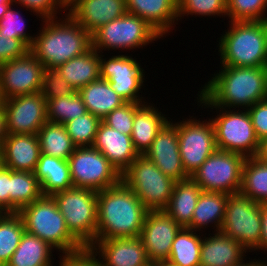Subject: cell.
<instances>
[{
  "label": "cell",
  "mask_w": 267,
  "mask_h": 266,
  "mask_svg": "<svg viewBox=\"0 0 267 266\" xmlns=\"http://www.w3.org/2000/svg\"><path fill=\"white\" fill-rule=\"evenodd\" d=\"M14 3L15 6L18 3L22 8L25 7L27 11L30 10L41 19L58 18L57 13H60L62 8L67 12L65 0H14Z\"/></svg>",
  "instance_id": "obj_44"
},
{
  "label": "cell",
  "mask_w": 267,
  "mask_h": 266,
  "mask_svg": "<svg viewBox=\"0 0 267 266\" xmlns=\"http://www.w3.org/2000/svg\"><path fill=\"white\" fill-rule=\"evenodd\" d=\"M29 48L21 39L10 38L0 32V64L25 56Z\"/></svg>",
  "instance_id": "obj_45"
},
{
  "label": "cell",
  "mask_w": 267,
  "mask_h": 266,
  "mask_svg": "<svg viewBox=\"0 0 267 266\" xmlns=\"http://www.w3.org/2000/svg\"><path fill=\"white\" fill-rule=\"evenodd\" d=\"M42 195L34 173L10 170L9 212H18Z\"/></svg>",
  "instance_id": "obj_32"
},
{
  "label": "cell",
  "mask_w": 267,
  "mask_h": 266,
  "mask_svg": "<svg viewBox=\"0 0 267 266\" xmlns=\"http://www.w3.org/2000/svg\"><path fill=\"white\" fill-rule=\"evenodd\" d=\"M212 235L203 237L200 266H240L245 262V253L249 251L241 244L220 231Z\"/></svg>",
  "instance_id": "obj_23"
},
{
  "label": "cell",
  "mask_w": 267,
  "mask_h": 266,
  "mask_svg": "<svg viewBox=\"0 0 267 266\" xmlns=\"http://www.w3.org/2000/svg\"><path fill=\"white\" fill-rule=\"evenodd\" d=\"M126 8L127 13L141 17L162 37L178 21V0H126Z\"/></svg>",
  "instance_id": "obj_24"
},
{
  "label": "cell",
  "mask_w": 267,
  "mask_h": 266,
  "mask_svg": "<svg viewBox=\"0 0 267 266\" xmlns=\"http://www.w3.org/2000/svg\"><path fill=\"white\" fill-rule=\"evenodd\" d=\"M10 195V169L2 166L0 168V210L9 212Z\"/></svg>",
  "instance_id": "obj_48"
},
{
  "label": "cell",
  "mask_w": 267,
  "mask_h": 266,
  "mask_svg": "<svg viewBox=\"0 0 267 266\" xmlns=\"http://www.w3.org/2000/svg\"><path fill=\"white\" fill-rule=\"evenodd\" d=\"M68 163L73 187L99 192L121 182V174L93 147H76Z\"/></svg>",
  "instance_id": "obj_12"
},
{
  "label": "cell",
  "mask_w": 267,
  "mask_h": 266,
  "mask_svg": "<svg viewBox=\"0 0 267 266\" xmlns=\"http://www.w3.org/2000/svg\"><path fill=\"white\" fill-rule=\"evenodd\" d=\"M3 166V161H2V152L0 150V168Z\"/></svg>",
  "instance_id": "obj_56"
},
{
  "label": "cell",
  "mask_w": 267,
  "mask_h": 266,
  "mask_svg": "<svg viewBox=\"0 0 267 266\" xmlns=\"http://www.w3.org/2000/svg\"><path fill=\"white\" fill-rule=\"evenodd\" d=\"M101 266H149L145 248L139 237L94 241L88 248ZM101 256V257H100Z\"/></svg>",
  "instance_id": "obj_19"
},
{
  "label": "cell",
  "mask_w": 267,
  "mask_h": 266,
  "mask_svg": "<svg viewBox=\"0 0 267 266\" xmlns=\"http://www.w3.org/2000/svg\"><path fill=\"white\" fill-rule=\"evenodd\" d=\"M182 228L164 211H148L139 238L151 264L168 260L172 243Z\"/></svg>",
  "instance_id": "obj_17"
},
{
  "label": "cell",
  "mask_w": 267,
  "mask_h": 266,
  "mask_svg": "<svg viewBox=\"0 0 267 266\" xmlns=\"http://www.w3.org/2000/svg\"><path fill=\"white\" fill-rule=\"evenodd\" d=\"M148 211H163L170 201L175 181L167 177L145 155H139L121 174Z\"/></svg>",
  "instance_id": "obj_8"
},
{
  "label": "cell",
  "mask_w": 267,
  "mask_h": 266,
  "mask_svg": "<svg viewBox=\"0 0 267 266\" xmlns=\"http://www.w3.org/2000/svg\"><path fill=\"white\" fill-rule=\"evenodd\" d=\"M193 229L182 227L172 243L170 256L168 258L179 266H200V251L202 236ZM201 235V236H200Z\"/></svg>",
  "instance_id": "obj_35"
},
{
  "label": "cell",
  "mask_w": 267,
  "mask_h": 266,
  "mask_svg": "<svg viewBox=\"0 0 267 266\" xmlns=\"http://www.w3.org/2000/svg\"><path fill=\"white\" fill-rule=\"evenodd\" d=\"M228 22L231 26L218 38L221 66H267V20Z\"/></svg>",
  "instance_id": "obj_4"
},
{
  "label": "cell",
  "mask_w": 267,
  "mask_h": 266,
  "mask_svg": "<svg viewBox=\"0 0 267 266\" xmlns=\"http://www.w3.org/2000/svg\"><path fill=\"white\" fill-rule=\"evenodd\" d=\"M17 213L22 218L26 232L49 243L61 254H75L86 249L69 232L65 219L51 195H42Z\"/></svg>",
  "instance_id": "obj_5"
},
{
  "label": "cell",
  "mask_w": 267,
  "mask_h": 266,
  "mask_svg": "<svg viewBox=\"0 0 267 266\" xmlns=\"http://www.w3.org/2000/svg\"><path fill=\"white\" fill-rule=\"evenodd\" d=\"M197 95L199 106L218 110L217 116L210 118L214 125L217 149L238 153L245 158L256 157L260 140L256 136L247 109H221L214 107L199 91Z\"/></svg>",
  "instance_id": "obj_6"
},
{
  "label": "cell",
  "mask_w": 267,
  "mask_h": 266,
  "mask_svg": "<svg viewBox=\"0 0 267 266\" xmlns=\"http://www.w3.org/2000/svg\"><path fill=\"white\" fill-rule=\"evenodd\" d=\"M240 193L254 202L267 203V164L256 157L246 158Z\"/></svg>",
  "instance_id": "obj_34"
},
{
  "label": "cell",
  "mask_w": 267,
  "mask_h": 266,
  "mask_svg": "<svg viewBox=\"0 0 267 266\" xmlns=\"http://www.w3.org/2000/svg\"><path fill=\"white\" fill-rule=\"evenodd\" d=\"M256 136L259 140L267 136V99L247 108Z\"/></svg>",
  "instance_id": "obj_46"
},
{
  "label": "cell",
  "mask_w": 267,
  "mask_h": 266,
  "mask_svg": "<svg viewBox=\"0 0 267 266\" xmlns=\"http://www.w3.org/2000/svg\"><path fill=\"white\" fill-rule=\"evenodd\" d=\"M7 130H6V117H5V110L3 106L0 108V150L3 146L4 140L7 137Z\"/></svg>",
  "instance_id": "obj_50"
},
{
  "label": "cell",
  "mask_w": 267,
  "mask_h": 266,
  "mask_svg": "<svg viewBox=\"0 0 267 266\" xmlns=\"http://www.w3.org/2000/svg\"><path fill=\"white\" fill-rule=\"evenodd\" d=\"M167 177L175 182L190 177L184 170L178 141L177 122L172 119L156 135L151 147L144 153Z\"/></svg>",
  "instance_id": "obj_18"
},
{
  "label": "cell",
  "mask_w": 267,
  "mask_h": 266,
  "mask_svg": "<svg viewBox=\"0 0 267 266\" xmlns=\"http://www.w3.org/2000/svg\"><path fill=\"white\" fill-rule=\"evenodd\" d=\"M3 101H4V99H3L1 92H0V108L3 106Z\"/></svg>",
  "instance_id": "obj_55"
},
{
  "label": "cell",
  "mask_w": 267,
  "mask_h": 266,
  "mask_svg": "<svg viewBox=\"0 0 267 266\" xmlns=\"http://www.w3.org/2000/svg\"><path fill=\"white\" fill-rule=\"evenodd\" d=\"M191 118L177 122L181 161L189 176L217 150L214 125L210 118L202 122L200 118Z\"/></svg>",
  "instance_id": "obj_13"
},
{
  "label": "cell",
  "mask_w": 267,
  "mask_h": 266,
  "mask_svg": "<svg viewBox=\"0 0 267 266\" xmlns=\"http://www.w3.org/2000/svg\"><path fill=\"white\" fill-rule=\"evenodd\" d=\"M201 192V187L191 177L180 180L175 183L170 201L163 211L182 227H187Z\"/></svg>",
  "instance_id": "obj_27"
},
{
  "label": "cell",
  "mask_w": 267,
  "mask_h": 266,
  "mask_svg": "<svg viewBox=\"0 0 267 266\" xmlns=\"http://www.w3.org/2000/svg\"><path fill=\"white\" fill-rule=\"evenodd\" d=\"M257 250L267 251V203L262 204V236L261 244Z\"/></svg>",
  "instance_id": "obj_49"
},
{
  "label": "cell",
  "mask_w": 267,
  "mask_h": 266,
  "mask_svg": "<svg viewBox=\"0 0 267 266\" xmlns=\"http://www.w3.org/2000/svg\"><path fill=\"white\" fill-rule=\"evenodd\" d=\"M100 54V78L107 80L126 102L147 103L142 95H139L145 80L144 69L140 63L124 54L112 55L108 60Z\"/></svg>",
  "instance_id": "obj_14"
},
{
  "label": "cell",
  "mask_w": 267,
  "mask_h": 266,
  "mask_svg": "<svg viewBox=\"0 0 267 266\" xmlns=\"http://www.w3.org/2000/svg\"><path fill=\"white\" fill-rule=\"evenodd\" d=\"M21 16L20 11H16L10 5L0 20V32L10 36V38L21 39L30 47L35 36H30V33H26V24L23 16Z\"/></svg>",
  "instance_id": "obj_42"
},
{
  "label": "cell",
  "mask_w": 267,
  "mask_h": 266,
  "mask_svg": "<svg viewBox=\"0 0 267 266\" xmlns=\"http://www.w3.org/2000/svg\"><path fill=\"white\" fill-rule=\"evenodd\" d=\"M47 121L64 124L88 111L78 92L72 96L58 97L46 101Z\"/></svg>",
  "instance_id": "obj_37"
},
{
  "label": "cell",
  "mask_w": 267,
  "mask_h": 266,
  "mask_svg": "<svg viewBox=\"0 0 267 266\" xmlns=\"http://www.w3.org/2000/svg\"><path fill=\"white\" fill-rule=\"evenodd\" d=\"M262 266H267V261L266 260L265 261L262 260Z\"/></svg>",
  "instance_id": "obj_57"
},
{
  "label": "cell",
  "mask_w": 267,
  "mask_h": 266,
  "mask_svg": "<svg viewBox=\"0 0 267 266\" xmlns=\"http://www.w3.org/2000/svg\"><path fill=\"white\" fill-rule=\"evenodd\" d=\"M267 0H227L229 21H266Z\"/></svg>",
  "instance_id": "obj_39"
},
{
  "label": "cell",
  "mask_w": 267,
  "mask_h": 266,
  "mask_svg": "<svg viewBox=\"0 0 267 266\" xmlns=\"http://www.w3.org/2000/svg\"><path fill=\"white\" fill-rule=\"evenodd\" d=\"M72 0H65V2L67 3V5L71 2Z\"/></svg>",
  "instance_id": "obj_58"
},
{
  "label": "cell",
  "mask_w": 267,
  "mask_h": 266,
  "mask_svg": "<svg viewBox=\"0 0 267 266\" xmlns=\"http://www.w3.org/2000/svg\"><path fill=\"white\" fill-rule=\"evenodd\" d=\"M220 232L236 240L247 251H255L261 244L262 204L240 192L228 195Z\"/></svg>",
  "instance_id": "obj_10"
},
{
  "label": "cell",
  "mask_w": 267,
  "mask_h": 266,
  "mask_svg": "<svg viewBox=\"0 0 267 266\" xmlns=\"http://www.w3.org/2000/svg\"><path fill=\"white\" fill-rule=\"evenodd\" d=\"M44 65L30 52L0 64V92L3 99L41 91Z\"/></svg>",
  "instance_id": "obj_15"
},
{
  "label": "cell",
  "mask_w": 267,
  "mask_h": 266,
  "mask_svg": "<svg viewBox=\"0 0 267 266\" xmlns=\"http://www.w3.org/2000/svg\"><path fill=\"white\" fill-rule=\"evenodd\" d=\"M162 36L141 17L126 13L101 26L92 35V47L102 50H133L154 43Z\"/></svg>",
  "instance_id": "obj_9"
},
{
  "label": "cell",
  "mask_w": 267,
  "mask_h": 266,
  "mask_svg": "<svg viewBox=\"0 0 267 266\" xmlns=\"http://www.w3.org/2000/svg\"><path fill=\"white\" fill-rule=\"evenodd\" d=\"M52 250L49 243L25 231L6 266H54Z\"/></svg>",
  "instance_id": "obj_31"
},
{
  "label": "cell",
  "mask_w": 267,
  "mask_h": 266,
  "mask_svg": "<svg viewBox=\"0 0 267 266\" xmlns=\"http://www.w3.org/2000/svg\"><path fill=\"white\" fill-rule=\"evenodd\" d=\"M220 67L199 91L214 107L247 109L267 99V66Z\"/></svg>",
  "instance_id": "obj_1"
},
{
  "label": "cell",
  "mask_w": 267,
  "mask_h": 266,
  "mask_svg": "<svg viewBox=\"0 0 267 266\" xmlns=\"http://www.w3.org/2000/svg\"><path fill=\"white\" fill-rule=\"evenodd\" d=\"M10 5L14 6V0H0V20Z\"/></svg>",
  "instance_id": "obj_52"
},
{
  "label": "cell",
  "mask_w": 267,
  "mask_h": 266,
  "mask_svg": "<svg viewBox=\"0 0 267 266\" xmlns=\"http://www.w3.org/2000/svg\"><path fill=\"white\" fill-rule=\"evenodd\" d=\"M143 104L144 103L126 102L121 107L111 111L102 121L118 132L131 136L135 112Z\"/></svg>",
  "instance_id": "obj_41"
},
{
  "label": "cell",
  "mask_w": 267,
  "mask_h": 266,
  "mask_svg": "<svg viewBox=\"0 0 267 266\" xmlns=\"http://www.w3.org/2000/svg\"><path fill=\"white\" fill-rule=\"evenodd\" d=\"M101 121L99 117L87 112L63 125L76 147H92Z\"/></svg>",
  "instance_id": "obj_38"
},
{
  "label": "cell",
  "mask_w": 267,
  "mask_h": 266,
  "mask_svg": "<svg viewBox=\"0 0 267 266\" xmlns=\"http://www.w3.org/2000/svg\"><path fill=\"white\" fill-rule=\"evenodd\" d=\"M7 134H36L47 122L46 99L41 92L5 99Z\"/></svg>",
  "instance_id": "obj_16"
},
{
  "label": "cell",
  "mask_w": 267,
  "mask_h": 266,
  "mask_svg": "<svg viewBox=\"0 0 267 266\" xmlns=\"http://www.w3.org/2000/svg\"><path fill=\"white\" fill-rule=\"evenodd\" d=\"M56 69L78 91L100 78V54L91 47L84 54L70 59Z\"/></svg>",
  "instance_id": "obj_28"
},
{
  "label": "cell",
  "mask_w": 267,
  "mask_h": 266,
  "mask_svg": "<svg viewBox=\"0 0 267 266\" xmlns=\"http://www.w3.org/2000/svg\"><path fill=\"white\" fill-rule=\"evenodd\" d=\"M157 266H179L177 264L172 263L169 260H165V261H160L158 263H156Z\"/></svg>",
  "instance_id": "obj_54"
},
{
  "label": "cell",
  "mask_w": 267,
  "mask_h": 266,
  "mask_svg": "<svg viewBox=\"0 0 267 266\" xmlns=\"http://www.w3.org/2000/svg\"><path fill=\"white\" fill-rule=\"evenodd\" d=\"M148 210L122 181L97 192L95 241L139 237Z\"/></svg>",
  "instance_id": "obj_2"
},
{
  "label": "cell",
  "mask_w": 267,
  "mask_h": 266,
  "mask_svg": "<svg viewBox=\"0 0 267 266\" xmlns=\"http://www.w3.org/2000/svg\"><path fill=\"white\" fill-rule=\"evenodd\" d=\"M60 257L59 266H101L99 260L88 248L75 254H64Z\"/></svg>",
  "instance_id": "obj_47"
},
{
  "label": "cell",
  "mask_w": 267,
  "mask_h": 266,
  "mask_svg": "<svg viewBox=\"0 0 267 266\" xmlns=\"http://www.w3.org/2000/svg\"><path fill=\"white\" fill-rule=\"evenodd\" d=\"M150 104V105H149ZM144 103L136 112L131 133L132 144L139 155L151 147L156 135L169 121L157 106Z\"/></svg>",
  "instance_id": "obj_25"
},
{
  "label": "cell",
  "mask_w": 267,
  "mask_h": 266,
  "mask_svg": "<svg viewBox=\"0 0 267 266\" xmlns=\"http://www.w3.org/2000/svg\"><path fill=\"white\" fill-rule=\"evenodd\" d=\"M63 215L69 232L89 248L97 232V192L86 188L72 187L51 195Z\"/></svg>",
  "instance_id": "obj_7"
},
{
  "label": "cell",
  "mask_w": 267,
  "mask_h": 266,
  "mask_svg": "<svg viewBox=\"0 0 267 266\" xmlns=\"http://www.w3.org/2000/svg\"><path fill=\"white\" fill-rule=\"evenodd\" d=\"M65 15V18L62 17L64 20L42 19L40 33L36 34L29 48V52L44 65L45 69L57 68L92 47L91 35L68 13Z\"/></svg>",
  "instance_id": "obj_3"
},
{
  "label": "cell",
  "mask_w": 267,
  "mask_h": 266,
  "mask_svg": "<svg viewBox=\"0 0 267 266\" xmlns=\"http://www.w3.org/2000/svg\"><path fill=\"white\" fill-rule=\"evenodd\" d=\"M25 232L21 216L17 212L0 214V264L6 266L17 249Z\"/></svg>",
  "instance_id": "obj_36"
},
{
  "label": "cell",
  "mask_w": 267,
  "mask_h": 266,
  "mask_svg": "<svg viewBox=\"0 0 267 266\" xmlns=\"http://www.w3.org/2000/svg\"><path fill=\"white\" fill-rule=\"evenodd\" d=\"M256 158L267 164V136L260 140V146Z\"/></svg>",
  "instance_id": "obj_51"
},
{
  "label": "cell",
  "mask_w": 267,
  "mask_h": 266,
  "mask_svg": "<svg viewBox=\"0 0 267 266\" xmlns=\"http://www.w3.org/2000/svg\"><path fill=\"white\" fill-rule=\"evenodd\" d=\"M89 113L101 120L126 101L118 95L107 80L99 78L77 91Z\"/></svg>",
  "instance_id": "obj_29"
},
{
  "label": "cell",
  "mask_w": 267,
  "mask_h": 266,
  "mask_svg": "<svg viewBox=\"0 0 267 266\" xmlns=\"http://www.w3.org/2000/svg\"><path fill=\"white\" fill-rule=\"evenodd\" d=\"M1 152L4 167L34 173L41 154L38 136L36 134H8Z\"/></svg>",
  "instance_id": "obj_22"
},
{
  "label": "cell",
  "mask_w": 267,
  "mask_h": 266,
  "mask_svg": "<svg viewBox=\"0 0 267 266\" xmlns=\"http://www.w3.org/2000/svg\"><path fill=\"white\" fill-rule=\"evenodd\" d=\"M245 157L238 153L216 150L190 176L205 192L239 193Z\"/></svg>",
  "instance_id": "obj_11"
},
{
  "label": "cell",
  "mask_w": 267,
  "mask_h": 266,
  "mask_svg": "<svg viewBox=\"0 0 267 266\" xmlns=\"http://www.w3.org/2000/svg\"><path fill=\"white\" fill-rule=\"evenodd\" d=\"M40 152L45 155L68 160L76 146L63 124L46 122L37 133Z\"/></svg>",
  "instance_id": "obj_33"
},
{
  "label": "cell",
  "mask_w": 267,
  "mask_h": 266,
  "mask_svg": "<svg viewBox=\"0 0 267 266\" xmlns=\"http://www.w3.org/2000/svg\"><path fill=\"white\" fill-rule=\"evenodd\" d=\"M249 261V262H248ZM246 263L244 262L243 264H241L240 266H262V260H248Z\"/></svg>",
  "instance_id": "obj_53"
},
{
  "label": "cell",
  "mask_w": 267,
  "mask_h": 266,
  "mask_svg": "<svg viewBox=\"0 0 267 266\" xmlns=\"http://www.w3.org/2000/svg\"><path fill=\"white\" fill-rule=\"evenodd\" d=\"M186 15L227 17V0H178V19Z\"/></svg>",
  "instance_id": "obj_40"
},
{
  "label": "cell",
  "mask_w": 267,
  "mask_h": 266,
  "mask_svg": "<svg viewBox=\"0 0 267 266\" xmlns=\"http://www.w3.org/2000/svg\"><path fill=\"white\" fill-rule=\"evenodd\" d=\"M67 10L90 35L127 13L126 0H72Z\"/></svg>",
  "instance_id": "obj_20"
},
{
  "label": "cell",
  "mask_w": 267,
  "mask_h": 266,
  "mask_svg": "<svg viewBox=\"0 0 267 266\" xmlns=\"http://www.w3.org/2000/svg\"><path fill=\"white\" fill-rule=\"evenodd\" d=\"M227 198L228 194L226 193L202 191L194 209L191 223L187 228L202 231V229L214 224L211 225L213 229L216 227L214 232H219L225 217Z\"/></svg>",
  "instance_id": "obj_30"
},
{
  "label": "cell",
  "mask_w": 267,
  "mask_h": 266,
  "mask_svg": "<svg viewBox=\"0 0 267 266\" xmlns=\"http://www.w3.org/2000/svg\"><path fill=\"white\" fill-rule=\"evenodd\" d=\"M92 147L100 151L120 174L139 156L130 135L118 132L103 121L99 124Z\"/></svg>",
  "instance_id": "obj_21"
},
{
  "label": "cell",
  "mask_w": 267,
  "mask_h": 266,
  "mask_svg": "<svg viewBox=\"0 0 267 266\" xmlns=\"http://www.w3.org/2000/svg\"><path fill=\"white\" fill-rule=\"evenodd\" d=\"M40 92L47 101L58 97L72 96L77 91L54 68L45 69Z\"/></svg>",
  "instance_id": "obj_43"
},
{
  "label": "cell",
  "mask_w": 267,
  "mask_h": 266,
  "mask_svg": "<svg viewBox=\"0 0 267 266\" xmlns=\"http://www.w3.org/2000/svg\"><path fill=\"white\" fill-rule=\"evenodd\" d=\"M34 174L43 195H53L73 187L68 160L41 153Z\"/></svg>",
  "instance_id": "obj_26"
}]
</instances>
